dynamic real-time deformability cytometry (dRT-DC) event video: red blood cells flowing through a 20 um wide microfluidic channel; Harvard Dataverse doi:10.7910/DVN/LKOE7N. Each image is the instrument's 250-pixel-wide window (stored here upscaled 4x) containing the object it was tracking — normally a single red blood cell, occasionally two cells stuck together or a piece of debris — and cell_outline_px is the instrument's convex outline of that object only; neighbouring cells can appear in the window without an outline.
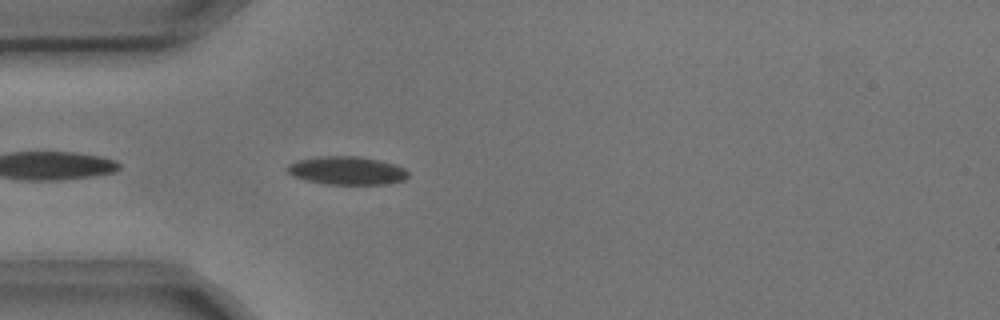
{"species": "common noctule bat (a hibernating species)", "species_latin": "Nyctalus noctula", "temperature_condition": "cold", "stored_images_in_passage": 4, "camera_frame_rate_fps": 3000, "um_per_image_px": 0.085, "animal": {"sex": "male", "body_mass_g": 17.9, "forearm_length_mm": 54.2}, "frame": {"image": 1, "passage_image": 4, "time_ms": 1.0, "image_size_px": [1000, 320], "cell_outline_px": [[408, 176], [404, 180], [384, 184], [328, 184], [304, 180], [292, 176], [284, 168], [288, 164], [296, 160], [320, 156], [356, 156], [380, 160], [404, 168], [408, 172]], "centroid_in_image_um": [29.42, 14.49], "position_along_channel_um": 55.6, "area_um2": 19.94}}